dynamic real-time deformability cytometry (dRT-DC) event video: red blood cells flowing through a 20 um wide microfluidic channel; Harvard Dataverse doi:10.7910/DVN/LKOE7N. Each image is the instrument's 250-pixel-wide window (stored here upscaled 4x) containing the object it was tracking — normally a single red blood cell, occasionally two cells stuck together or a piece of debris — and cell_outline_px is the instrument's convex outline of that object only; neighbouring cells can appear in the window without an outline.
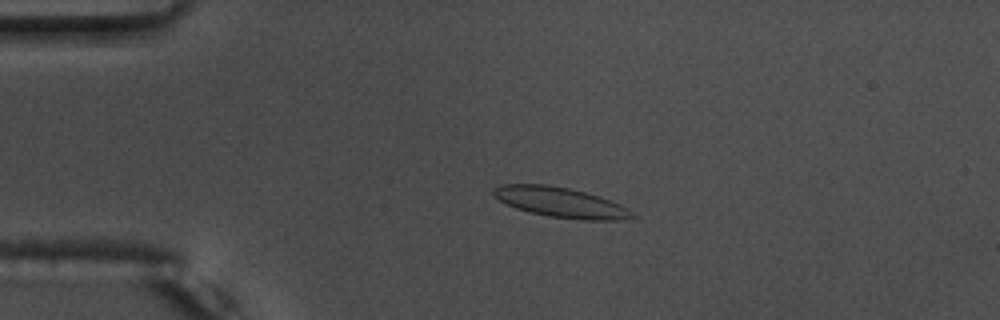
{"species": "common noctule bat (a hibernating species)", "species_latin": "Nyctalus noctula", "temperature_condition": "warm", "stored_images_in_passage": 54, "camera_frame_rate_fps": 3000, "um_per_image_px": 0.085, "animal": {"sex": "male", "body_mass_g": 17.5, "forearm_length_mm": 52.3}, "frame": {"image": 1, "passage_image": 11, "time_ms": 3.333, "image_size_px": [1000, 320], "cell_outline_px": [[636, 216], [616, 220], [584, 220], [552, 216], [532, 212], [516, 208], [492, 196], [492, 192], [500, 184], [548, 184], [568, 188], [600, 196], [620, 204], [628, 208]], "centroid_in_image_um": [47.66, 17.18], "position_along_channel_um": 37.3, "area_um2": 23.99}}
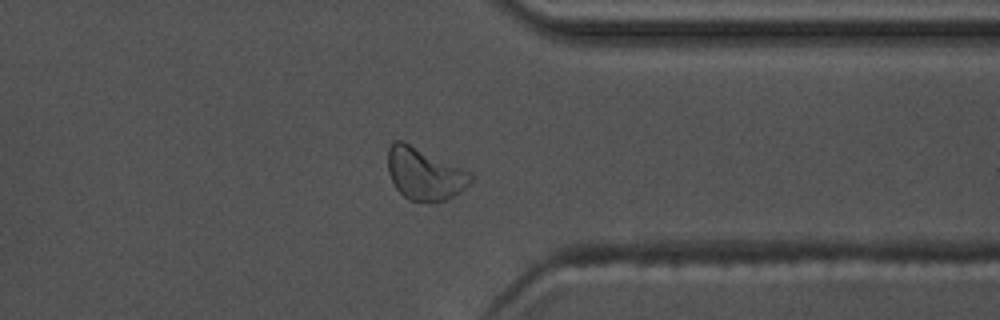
{"frame": {"image": 2, "passage_image": 42, "time_ms": 13.667, "image_size_px": [1000, 320], "cell_outline_px": [[472, 180], [464, 188], [452, 196], [444, 200], [408, 200], [396, 188], [388, 172], [388, 148], [392, 140], [404, 140], [472, 172]], "centroid_in_image_um": [36.06, 14.71], "position_along_channel_um": 375.3, "area_um2": 25.03}}
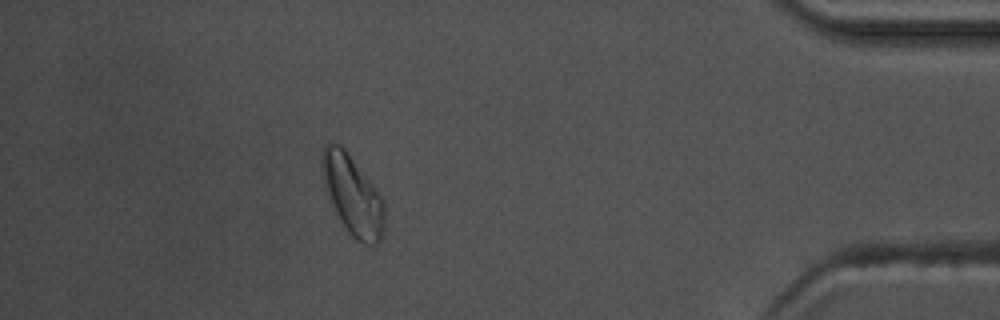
{"frame": {"image": 3, "passage_image": 48, "time_ms": 15.667, "image_size_px": [1000, 320], "cell_outline_px": [[384, 232], [380, 240], [376, 244], [364, 244], [356, 240], [348, 232], [336, 216], [324, 184], [320, 172], [320, 156], [324, 144], [340, 144], [348, 152], [376, 188], [384, 200]], "centroid_in_image_um": [29.95, 16.58], "position_along_channel_um": 405.3, "area_um2": 29.36}, "authors_computed_cell_mechanics": {"area_um2": 23.1778, "velocity_mm_per_s": 3.6721, "shape_relaxation_time_tau1_ms": 9.8361, "shape_relaxation_time_tau2_ms": 1.9637, "deformation_change_tau1": 0.1641, "deformation_change_tau2": 0.0884}}